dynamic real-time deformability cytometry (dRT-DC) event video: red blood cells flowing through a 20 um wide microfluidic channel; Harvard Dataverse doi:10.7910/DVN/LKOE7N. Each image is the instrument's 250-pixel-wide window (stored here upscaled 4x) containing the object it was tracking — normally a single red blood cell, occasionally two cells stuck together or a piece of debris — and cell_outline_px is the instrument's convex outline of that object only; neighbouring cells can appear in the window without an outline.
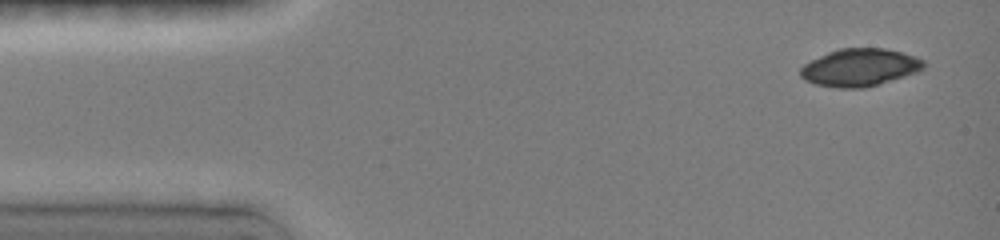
{"species": "common noctule bat (a hibernating species)", "species_latin": "Nyctalus noctula", "temperature_condition": "room temperature", "stored_images_in_passage": 9, "camera_frame_rate_fps": 3000, "um_per_image_px": 0.085, "animal": {"sex": "female", "body_mass_g": 19.0, "forearm_length_mm": 51.5}, "frame": {"image": 1, "passage_image": 1, "time_ms": 0.0, "image_size_px": [1000, 240], "cell_outline_px": [[924, 68], [916, 72], [904, 76], [864, 88], [840, 88], [816, 84], [804, 80], [800, 76], [800, 68], [804, 64], [828, 52], [840, 48], [884, 48], [916, 56], [924, 60]], "centroid_in_image_um": [73.07, 5.73], "position_along_channel_um": 11.9, "area_um2": 26.76}}
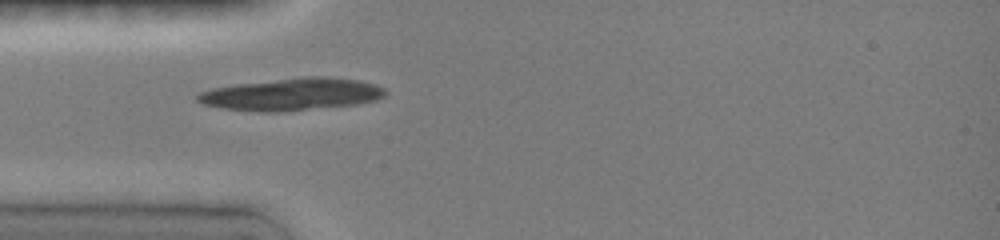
{"frame": {"image": 2, "passage_image": 4, "time_ms": 3.667, "image_size_px": [1000, 240], "cell_outline_px": [[384, 96], [376, 100], [356, 104], [280, 112], [260, 112], [220, 108], [204, 104], [196, 100], [196, 96], [200, 92], [212, 88], [236, 84], [316, 76], [356, 80], [372, 84], [384, 88]], "centroid_in_image_um": [24.74, 8.03], "position_along_channel_um": 60.3, "area_um2": 34.68}}